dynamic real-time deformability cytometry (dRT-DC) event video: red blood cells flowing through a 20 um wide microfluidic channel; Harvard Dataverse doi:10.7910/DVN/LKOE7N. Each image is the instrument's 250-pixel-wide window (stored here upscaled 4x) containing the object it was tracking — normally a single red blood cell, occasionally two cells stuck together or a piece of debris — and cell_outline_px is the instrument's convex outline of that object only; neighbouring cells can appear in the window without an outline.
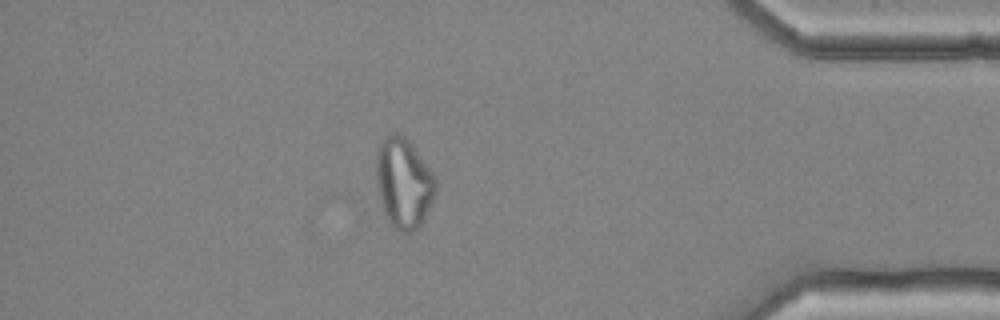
{"species": "common noctule bat (a hibernating species)", "species_latin": "Nyctalus noctula", "temperature_condition": "cold", "stored_images_in_passage": 38, "camera_frame_rate_fps": 3000, "um_per_image_px": 0.085, "animal": {"sex": "female", "body_mass_g": 25.1}, "frame": {"image": 1, "passage_image": 38, "time_ms": 12.333, "image_size_px": [1000, 320], "cell_outline_px": [[436, 192], [420, 224], [412, 232], [400, 232], [392, 228], [384, 212], [380, 196], [376, 176], [376, 152], [384, 136], [388, 132], [396, 132], [404, 136], [412, 144], [432, 172], [436, 180]], "centroid_in_image_um": [34.29, 15.52], "position_along_channel_um": 400.9, "area_um2": 31.04}}